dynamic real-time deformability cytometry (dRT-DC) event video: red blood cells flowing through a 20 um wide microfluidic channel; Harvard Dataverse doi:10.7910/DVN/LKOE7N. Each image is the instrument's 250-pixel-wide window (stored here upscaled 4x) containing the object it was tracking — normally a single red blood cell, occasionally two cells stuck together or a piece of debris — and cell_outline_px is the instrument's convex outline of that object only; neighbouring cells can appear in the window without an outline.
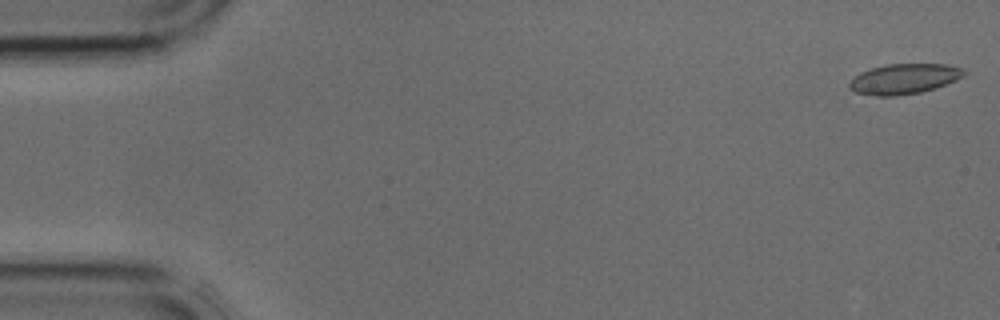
{"species": "common noctule bat (a hibernating species)", "species_latin": "Nyctalus noctula", "temperature_condition": "cold", "stored_images_in_passage": 4, "camera_frame_rate_fps": 3000, "um_per_image_px": 0.085, "animal": {"sex": "male", "body_mass_g": 17.9, "forearm_length_mm": 54.2}, "frame": {"image": 1, "passage_image": 1, "time_ms": 0.0, "image_size_px": [1000, 320], "cell_outline_px": [[968, 72], [964, 76], [956, 80], [936, 88], [920, 92], [896, 96], [876, 96], [856, 92], [848, 84], [860, 72], [872, 68], [888, 64], [948, 64], [960, 68]], "centroid_in_image_um": [76.89, 6.7], "position_along_channel_um": 8.1, "area_um2": 20.06}}
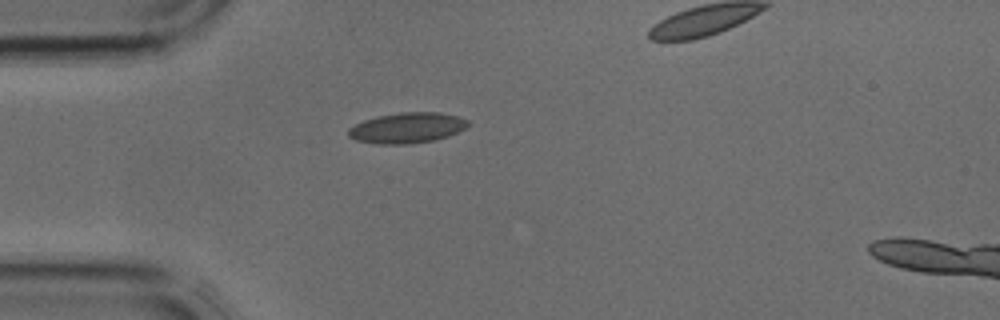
{"frame": {"image": 2, "passage_image": 3, "time_ms": 0.667, "image_size_px": [1000, 320], "cell_outline_px": [[468, 124], [464, 128], [448, 136], [432, 140], [408, 144], [380, 144], [356, 140], [348, 136], [348, 128], [364, 120], [376, 116], [400, 112], [436, 112], [456, 116], [468, 120]], "centroid_in_image_um": [34.56, 10.86], "position_along_channel_um": 50.4, "area_um2": 21.04}}